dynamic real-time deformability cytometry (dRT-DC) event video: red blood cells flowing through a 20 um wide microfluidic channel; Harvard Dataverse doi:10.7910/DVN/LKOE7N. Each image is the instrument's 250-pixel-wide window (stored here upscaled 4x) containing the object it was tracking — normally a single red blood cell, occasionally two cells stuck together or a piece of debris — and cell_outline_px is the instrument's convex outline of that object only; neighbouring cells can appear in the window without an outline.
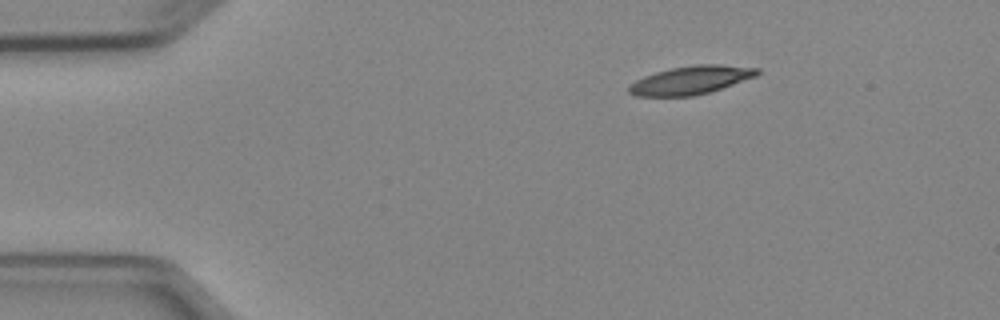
{"species": "Egyptian fruit bat (a non-hibernating species)", "species_latin": "Rousettus aegyptiacus", "temperature_condition": "cold", "stored_images_in_passage": 3, "camera_frame_rate_fps": 3000, "um_per_image_px": 0.085, "animal": {"sex": "female"}, "frame": {"image": 1, "passage_image": 1, "time_ms": 0.0, "image_size_px": [1000, 320], "cell_outline_px": [[760, 72], [756, 76], [708, 92], [692, 96], [636, 96], [628, 92], [628, 84], [644, 76], [656, 72], [672, 68], [696, 64], [720, 64], [760, 68]], "centroid_in_image_um": [58.7, 6.8], "position_along_channel_um": 26.3, "area_um2": 21.04}}
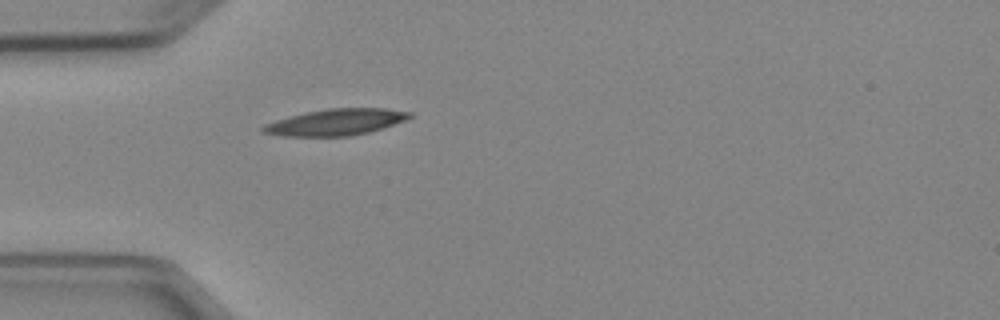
{"frame": {"image": 2, "passage_image": 3, "time_ms": 2.333, "image_size_px": [1000, 320], "cell_outline_px": [[412, 116], [404, 120], [384, 128], [368, 132], [348, 136], [284, 136], [260, 132], [260, 128], [264, 124], [288, 116], [304, 112], [328, 108], [384, 108], [412, 112]], "centroid_in_image_um": [28.51, 10.38], "position_along_channel_um": 56.5, "area_um2": 22.6}}